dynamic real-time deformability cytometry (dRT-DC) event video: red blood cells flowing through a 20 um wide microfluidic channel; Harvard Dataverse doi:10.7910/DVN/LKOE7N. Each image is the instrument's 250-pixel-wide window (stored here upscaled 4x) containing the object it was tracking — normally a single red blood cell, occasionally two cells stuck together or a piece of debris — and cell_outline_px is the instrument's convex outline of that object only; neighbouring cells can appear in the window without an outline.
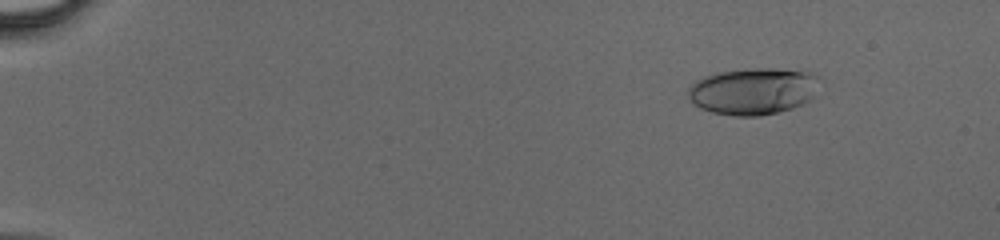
{"species": "human", "species_latin": "Homo sapiens", "temperature_condition": "cold", "stored_images_in_passage": 48, "camera_frame_rate_fps": 3000, "um_per_image_px": 0.085, "donor": {"sex": "male"}, "frame": {"image": 1, "passage_image": 7, "time_ms": 2.0, "image_size_px": [1000, 240], "cell_outline_px": [[820, 76], [812, 96], [808, 100], [792, 108], [760, 116], [732, 116], [712, 112], [700, 108], [692, 104], [688, 100], [688, 88], [696, 80], [704, 76], [720, 72], [756, 68], [772, 68], [812, 72]], "centroid_in_image_um": [63.97, 7.75], "position_along_channel_um": 21.0, "area_um2": 35.78}}
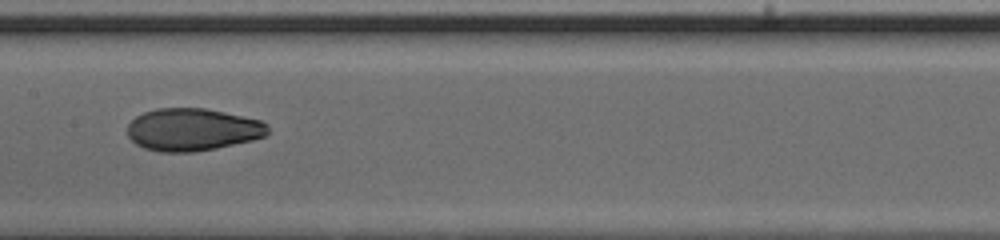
{"frame": {"image": 2, "passage_image": 27, "time_ms": 8.667, "image_size_px": [1000, 240], "cell_outline_px": [[268, 132], [264, 136], [252, 140], [216, 148], [192, 152], [160, 152], [144, 148], [136, 144], [128, 136], [128, 124], [136, 116], [144, 112], [156, 108], [204, 108], [224, 112], [260, 120], [268, 124]], "centroid_in_image_um": [16.35, 11.01], "position_along_channel_um": 191.1, "area_um2": 34.68}}
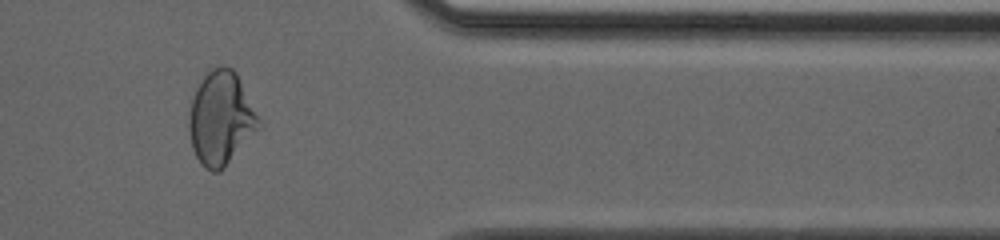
{"frame": {"image": 3, "passage_image": 41, "time_ms": 13.333, "image_size_px": [1000, 240], "cell_outline_px": [[260, 120], [256, 128], [224, 168], [220, 172], [212, 172], [204, 168], [200, 164], [192, 148], [188, 128], [188, 112], [196, 88], [208, 68], [232, 68], [236, 72]], "centroid_in_image_um": [18.7, 10.06], "position_along_channel_um": 392.7, "area_um2": 37.28}}